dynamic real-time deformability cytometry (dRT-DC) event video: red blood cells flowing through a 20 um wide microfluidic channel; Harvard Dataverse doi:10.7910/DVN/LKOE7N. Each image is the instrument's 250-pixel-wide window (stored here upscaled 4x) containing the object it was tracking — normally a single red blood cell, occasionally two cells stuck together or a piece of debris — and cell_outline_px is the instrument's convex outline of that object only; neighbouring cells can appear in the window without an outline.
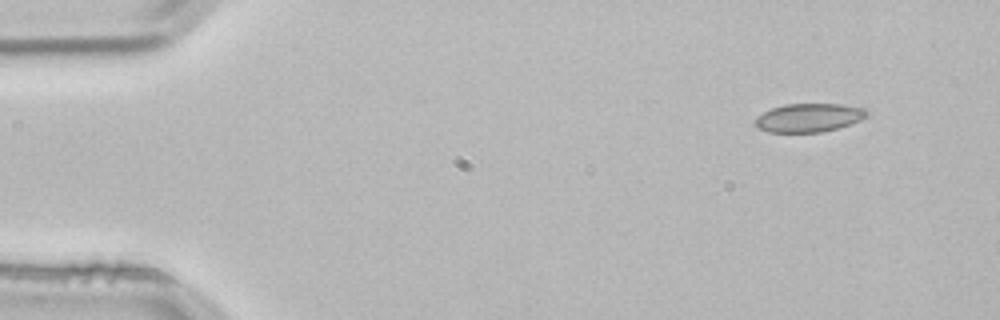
{"species": "common noctule bat (a hibernating species)", "species_latin": "Nyctalus noctula", "temperature_condition": "room temperature", "stored_images_in_passage": 3, "segment_of_instrument_passage": [2, 2], "camera_frame_rate_fps": 3000, "um_per_image_px": 0.085, "animal": {"sex": "male", "body_mass_g": 21.5, "forearm_length_mm": 52.0}, "frame": {"image": 1, "passage_image": 3, "time_ms": 0.667, "image_size_px": [1000, 320], "cell_outline_px": [[868, 116], [852, 124], [820, 132], [768, 132], [752, 124], [756, 116], [772, 108], [784, 104], [840, 104], [868, 108]], "centroid_in_image_um": [68.76, 10.0], "position_along_channel_um": 16.2, "area_um2": 18.73}}